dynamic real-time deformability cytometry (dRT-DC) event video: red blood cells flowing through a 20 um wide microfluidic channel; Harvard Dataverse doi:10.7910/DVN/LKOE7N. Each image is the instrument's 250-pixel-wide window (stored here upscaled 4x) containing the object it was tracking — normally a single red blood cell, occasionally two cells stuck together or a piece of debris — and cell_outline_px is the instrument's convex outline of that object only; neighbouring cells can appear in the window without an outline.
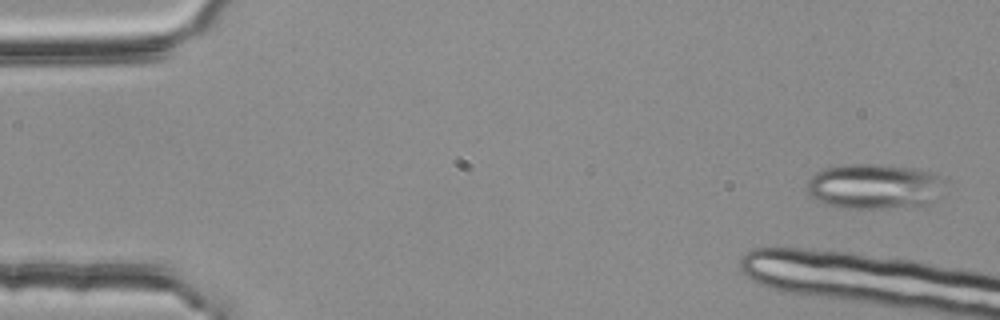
{"species": "common noctule bat (a hibernating species)", "species_latin": "Nyctalus noctula", "temperature_condition": "room temperature", "stored_images_in_passage": 5, "camera_frame_rate_fps": 3000, "um_per_image_px": 0.085, "animal": {"sex": "female", "body_mass_g": 25.1}, "frame": {"image": 1, "passage_image": 1, "time_ms": 0.0, "image_size_px": [1000, 320], "cell_outline_px": [[936, 176], [928, 204], [924, 208], [848, 208], [824, 204], [808, 196], [808, 180], [816, 172], [824, 168], [848, 164], [888, 164], [936, 172]], "centroid_in_image_um": [74.14, 15.85], "position_along_channel_um": 10.9, "area_um2": 35.55}}